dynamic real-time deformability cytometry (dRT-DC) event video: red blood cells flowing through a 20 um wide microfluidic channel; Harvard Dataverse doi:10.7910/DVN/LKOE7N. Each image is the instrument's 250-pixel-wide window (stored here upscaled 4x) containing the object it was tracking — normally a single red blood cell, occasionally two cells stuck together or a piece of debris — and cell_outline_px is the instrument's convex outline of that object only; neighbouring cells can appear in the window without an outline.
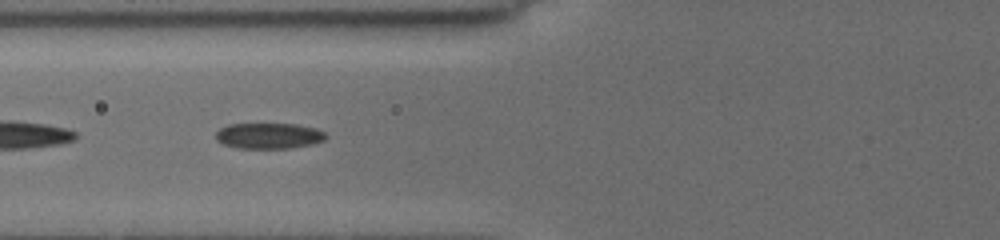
{"species": "common noctule bat (a hibernating species)", "species_latin": "Nyctalus noctula", "temperature_condition": "cold", "stored_images_in_passage": 10, "segment_of_instrument_passage": [2, 2], "camera_frame_rate_fps": 3000, "um_per_image_px": 0.085, "animal": {"sex": "female", "body_mass_g": 19.5, "forearm_length_mm": 54.1}, "frame": {"image": 1, "passage_image": 9, "time_ms": 7.667, "image_size_px": [1000, 240], "cell_outline_px": [[328, 136], [324, 140], [312, 144], [292, 148], [236, 148], [224, 144], [216, 140], [216, 132], [220, 128], [228, 124], [296, 124], [316, 128], [324, 132]], "centroid_in_image_um": [22.85, 11.54], "position_along_channel_um": 102.9, "area_um2": 16.59}}